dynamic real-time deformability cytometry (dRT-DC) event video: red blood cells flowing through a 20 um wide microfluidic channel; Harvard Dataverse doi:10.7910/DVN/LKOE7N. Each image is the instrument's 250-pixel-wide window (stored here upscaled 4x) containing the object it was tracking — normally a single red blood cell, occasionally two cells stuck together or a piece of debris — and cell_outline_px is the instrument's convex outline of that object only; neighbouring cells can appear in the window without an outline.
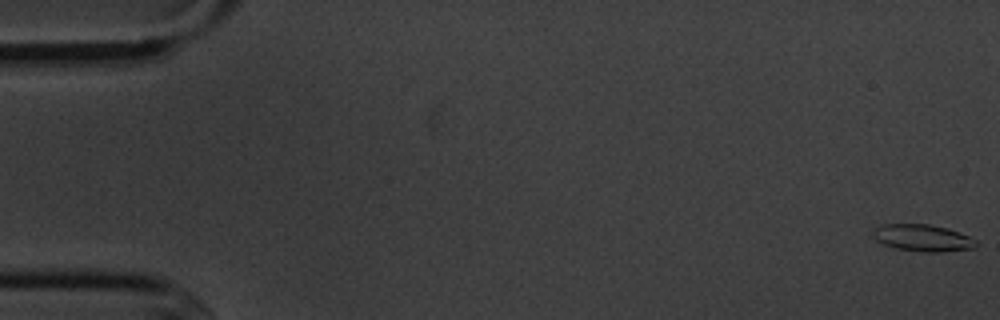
{"species": "common noctule bat (a hibernating species)", "species_latin": "Nyctalus noctula", "temperature_condition": "cold", "stored_images_in_passage": 7, "camera_frame_rate_fps": 3000, "um_per_image_px": 0.085, "animal": {"sex": "male", "body_mass_g": 20.1, "forearm_length_mm": 53.5}, "frame": {"image": 1, "passage_image": 1, "time_ms": 0.0, "image_size_px": [1000, 320], "cell_outline_px": [[976, 244], [972, 248], [944, 252], [924, 252], [896, 248], [880, 244], [872, 236], [876, 228], [884, 224], [928, 224], [948, 228], [968, 236], [976, 240]], "centroid_in_image_um": [78.4, 20.23], "position_along_channel_um": 6.6, "area_um2": 16.07}}
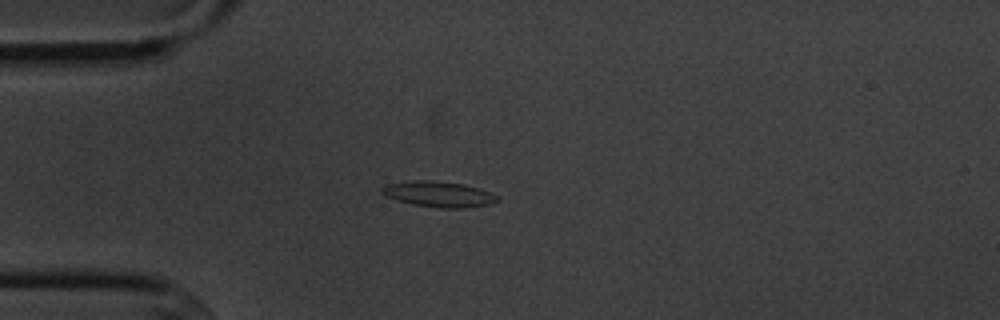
{"frame": {"image": 2, "passage_image": 5, "time_ms": 4.667, "image_size_px": [1000, 320], "cell_outline_px": [[500, 200], [488, 204], [464, 208], [440, 208], [412, 204], [384, 196], [380, 192], [380, 188], [384, 184], [412, 180], [428, 180], [464, 184], [480, 188], [500, 196]], "centroid_in_image_um": [37.26, 16.49], "position_along_channel_um": 47.7, "area_um2": 17.46}}
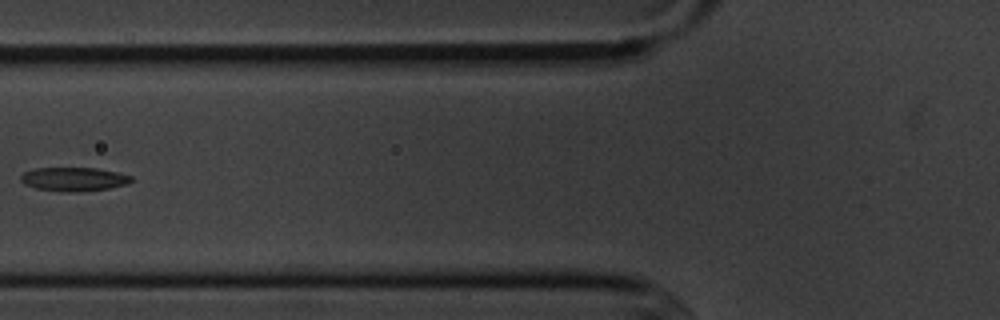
{"frame": {"image": 3, "passage_image": 7, "time_ms": 7.0, "image_size_px": [1000, 320], "cell_outline_px": [[132, 180], [128, 184], [108, 188], [76, 192], [68, 192], [36, 188], [24, 184], [20, 180], [20, 176], [24, 172], [36, 168], [96, 168], [116, 172], [132, 176]], "centroid_in_image_um": [6.26, 15.22], "position_along_channel_um": 119.5, "area_um2": 15.2}}